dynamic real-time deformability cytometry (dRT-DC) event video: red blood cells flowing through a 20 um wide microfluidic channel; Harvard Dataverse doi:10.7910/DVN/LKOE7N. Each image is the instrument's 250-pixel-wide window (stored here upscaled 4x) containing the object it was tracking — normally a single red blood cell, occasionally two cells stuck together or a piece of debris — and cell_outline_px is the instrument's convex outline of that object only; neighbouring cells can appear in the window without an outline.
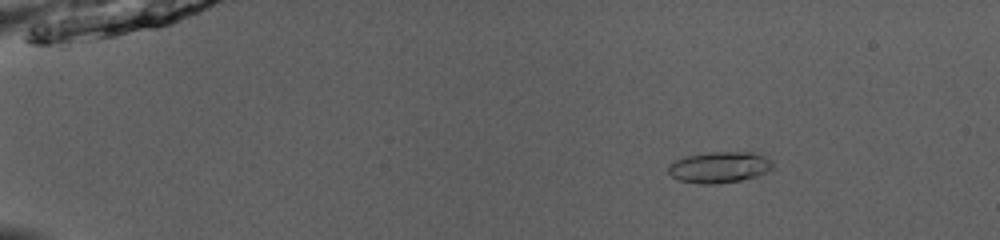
{"species": "common noctule bat (a hibernating species)", "species_latin": "Nyctalus noctula", "temperature_condition": "room temperature", "stored_images_in_passage": 44, "camera_frame_rate_fps": 3000, "um_per_image_px": 0.085, "animal": {"sex": "male", "body_mass_g": 13.0, "forearm_length_mm": 53.1}, "frame": {"image": 1, "passage_image": 1, "time_ms": 0.0, "image_size_px": [1000, 240], "cell_outline_px": [[776, 168], [768, 172], [756, 176], [740, 180], [716, 184], [700, 184], [680, 180], [672, 176], [668, 172], [668, 164], [684, 156], [708, 152], [760, 152], [772, 160], [776, 164]], "centroid_in_image_um": [61.22, 14.2], "position_along_channel_um": 23.8, "area_um2": 19.42}}
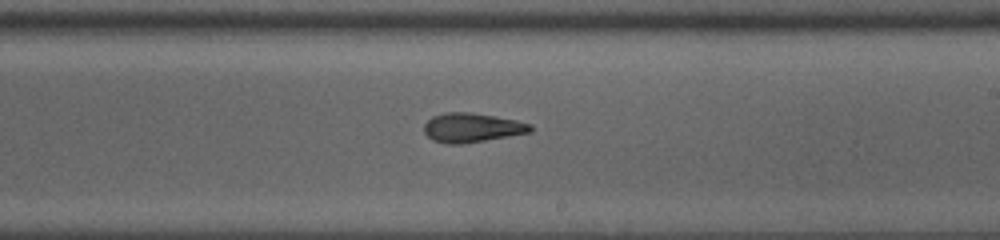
{"frame": {"image": 2, "passage_image": 25, "time_ms": 8.0, "image_size_px": [1000, 240], "cell_outline_px": [[532, 132], [460, 144], [448, 144], [432, 140], [424, 132], [424, 124], [432, 116], [444, 112], [468, 112], [516, 120], [532, 124]], "centroid_in_image_um": [40.09, 10.85], "position_along_channel_um": 248.9, "area_um2": 17.98}}
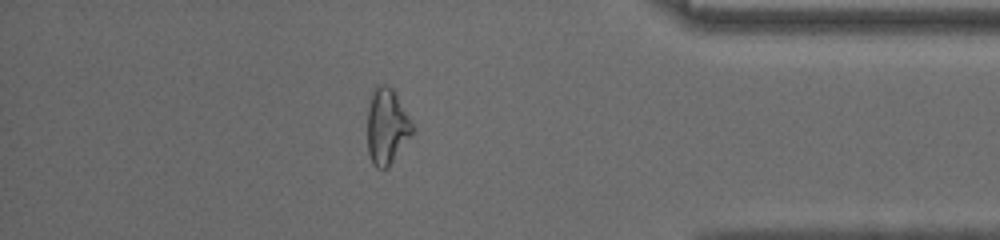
{"frame": {"image": 3, "passage_image": 38, "time_ms": 12.333, "image_size_px": [1000, 240], "cell_outline_px": [[412, 132], [388, 168], [376, 168], [372, 164], [368, 152], [368, 108], [372, 92], [380, 84], [384, 84], [392, 88], [412, 124]], "centroid_in_image_um": [32.84, 10.77], "position_along_channel_um": 402.4, "area_um2": 19.25}, "authors_computed_cell_mechanics": {"area_um2": 18.2937, "velocity_mm_per_s": 4.0452, "shape_relaxation_time_tau1_ms": 4.7947, "shape_relaxation_time_tau2_ms": 4.0117, "deformation_change_tau1": 0.1861, "deformation_change_tau2": 0.1134}}